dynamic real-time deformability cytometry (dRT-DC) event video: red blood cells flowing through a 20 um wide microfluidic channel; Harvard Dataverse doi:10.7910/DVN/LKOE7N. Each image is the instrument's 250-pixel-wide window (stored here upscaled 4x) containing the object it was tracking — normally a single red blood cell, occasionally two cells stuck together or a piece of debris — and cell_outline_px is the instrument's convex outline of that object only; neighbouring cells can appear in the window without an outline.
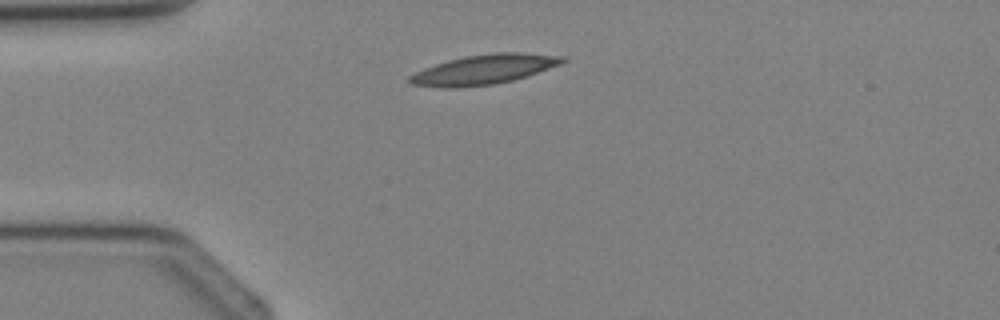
{"species": "Egyptian fruit bat (a non-hibernating species)", "species_latin": "Rousettus aegyptiacus", "temperature_condition": "cold", "stored_images_in_passage": 1, "camera_frame_rate_fps": 3000, "um_per_image_px": 0.085, "animal": {"sex": "female"}, "frame": {"image": 1, "passage_image": 1, "time_ms": 0.0, "image_size_px": [1000, 320], "cell_outline_px": [[568, 60], [560, 64], [512, 80], [496, 84], [460, 88], [444, 88], [412, 84], [408, 80], [408, 76], [424, 68], [448, 60], [464, 56], [496, 52], [520, 52], [564, 56]], "centroid_in_image_um": [41.11, 5.9], "position_along_channel_um": 43.9, "area_um2": 26.36}}